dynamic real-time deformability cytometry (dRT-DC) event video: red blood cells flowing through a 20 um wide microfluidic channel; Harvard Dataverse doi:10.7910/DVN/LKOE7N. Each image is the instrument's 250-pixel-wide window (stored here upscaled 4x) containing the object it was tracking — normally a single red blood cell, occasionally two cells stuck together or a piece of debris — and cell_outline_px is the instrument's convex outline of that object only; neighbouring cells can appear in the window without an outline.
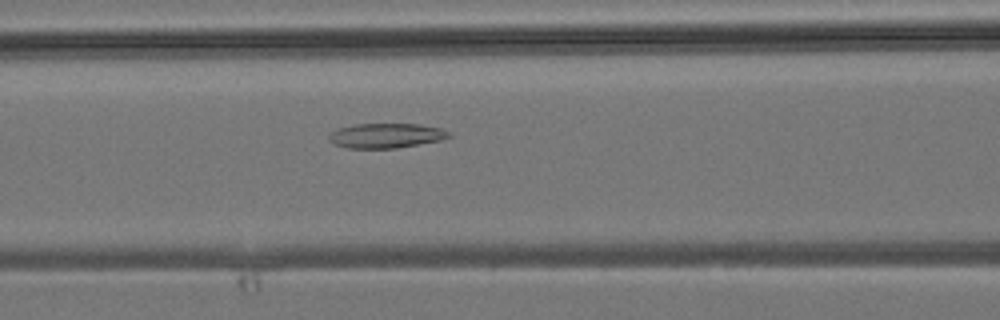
{"species": "common noctule bat (a hibernating species)", "species_latin": "Nyctalus noctula", "temperature_condition": "room temperature", "stored_images_in_passage": 40, "camera_frame_rate_fps": 3000, "um_per_image_px": 0.085, "animal": {"sex": "male", "body_mass_g": 19.2, "forearm_length_mm": 51.8}, "frame": {"image": 1, "passage_image": 14, "time_ms": 4.333, "image_size_px": [1000, 320], "cell_outline_px": [[452, 136], [440, 140], [396, 148], [348, 148], [336, 144], [328, 140], [328, 136], [332, 132], [340, 128], [356, 124], [420, 124], [440, 128], [452, 132]], "centroid_in_image_um": [32.85, 11.52], "position_along_channel_um": 133.7, "area_um2": 17.17}}
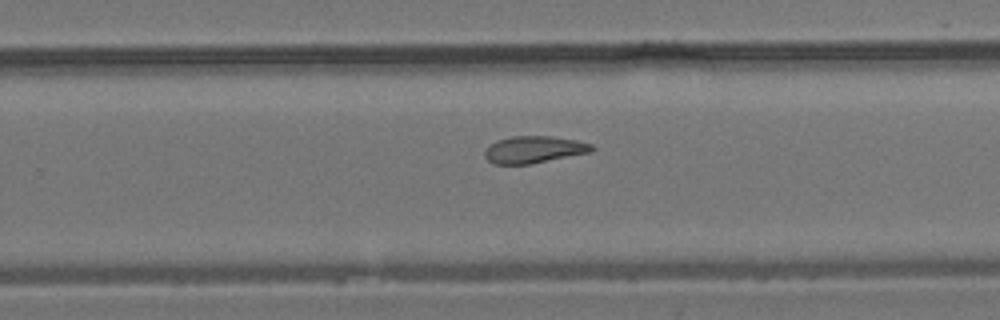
{"frame": {"image": 2, "passage_image": 24, "time_ms": 7.667, "image_size_px": [1000, 320], "cell_outline_px": [[596, 148], [592, 152], [532, 164], [492, 164], [484, 156], [484, 152], [496, 140], [512, 136], [552, 136], [576, 140], [592, 144]], "centroid_in_image_um": [45.42, 12.72], "position_along_channel_um": 284.4, "area_um2": 16.99}}
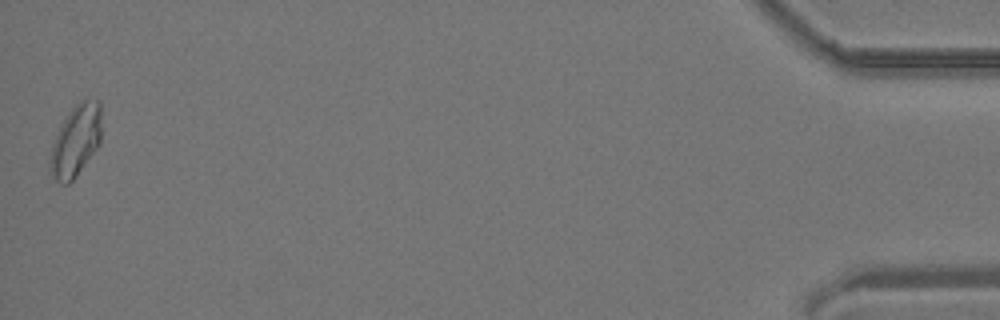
{"frame": {"image": 3, "passage_image": 40, "time_ms": 13.0, "image_size_px": [1000, 320], "cell_outline_px": [[100, 144], [76, 176], [68, 184], [60, 184], [52, 176], [48, 164], [52, 144], [60, 124], [72, 108], [80, 100], [100, 100]], "centroid_in_image_um": [6.41, 11.98], "position_along_channel_um": 428.8, "area_um2": 21.39}}